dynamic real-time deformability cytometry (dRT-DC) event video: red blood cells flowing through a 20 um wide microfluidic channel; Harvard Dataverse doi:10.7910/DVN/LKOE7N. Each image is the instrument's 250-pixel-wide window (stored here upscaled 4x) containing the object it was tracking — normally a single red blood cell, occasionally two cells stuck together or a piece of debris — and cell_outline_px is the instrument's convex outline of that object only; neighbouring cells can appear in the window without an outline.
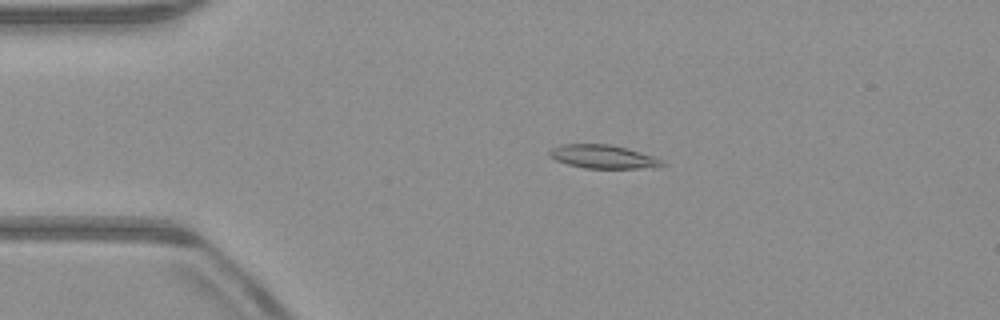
{"species": "common noctule bat (a hibernating species)", "species_latin": "Nyctalus noctula", "temperature_condition": "warm", "stored_images_in_passage": 52, "camera_frame_rate_fps": 3000, "um_per_image_px": 0.085, "animal": {"sex": "male", "body_mass_g": 23.1, "forearm_length_mm": 52.7}, "frame": {"image": 1, "passage_image": 11, "time_ms": 3.333, "image_size_px": [1000, 320], "cell_outline_px": [[668, 164], [636, 168], [584, 168], [568, 164], [556, 160], [548, 156], [548, 152], [552, 148], [560, 144], [608, 144], [640, 152], [652, 156]], "centroid_in_image_um": [51.16, 13.31], "position_along_channel_um": 33.8, "area_um2": 15.09}}
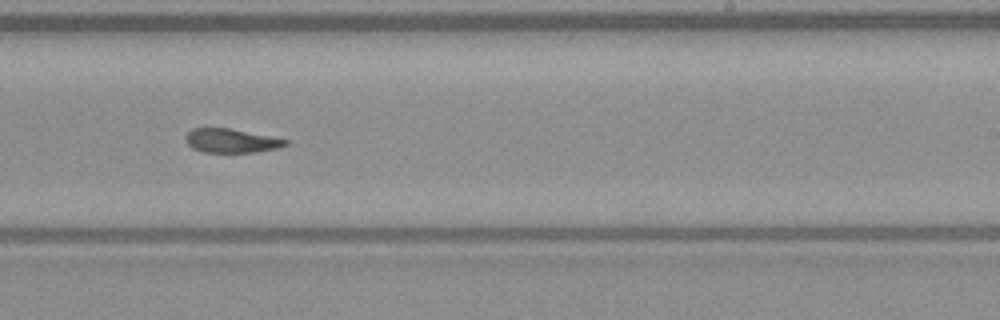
{"frame": {"image": 2, "passage_image": 32, "time_ms": 10.333, "image_size_px": [1000, 320], "cell_outline_px": [[288, 144], [280, 148], [256, 152], [204, 152], [192, 148], [188, 144], [184, 136], [192, 128], [228, 128], [288, 140]], "centroid_in_image_um": [19.64, 11.97], "position_along_channel_um": 269.4, "area_um2": 13.81}}
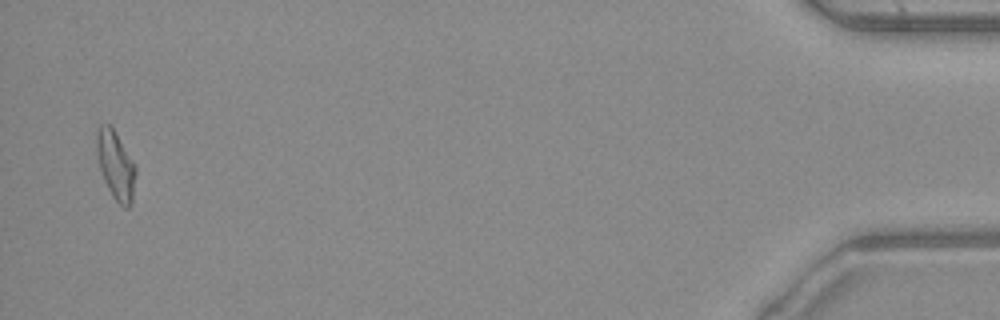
{"frame": {"image": 3, "passage_image": 51, "time_ms": 16.667, "image_size_px": [1000, 320], "cell_outline_px": [[136, 172], [132, 204], [128, 208], [124, 208], [112, 196], [104, 180], [100, 168], [96, 152], [96, 128], [100, 124], [108, 124], [112, 128], [136, 164]], "centroid_in_image_um": [9.84, 14.05], "position_along_channel_um": 425.4, "area_um2": 15.66}, "authors_computed_cell_mechanics": {"area_um2": 15.1147, "velocity_mm_per_s": 3.9674, "shape_relaxation_time_tau1_ms": 10.8294, "shape_relaxation_time_tau2_ms": 3.9028, "deformation_change_tau1": 0.2749, "deformation_change_tau2": 0.1212}}